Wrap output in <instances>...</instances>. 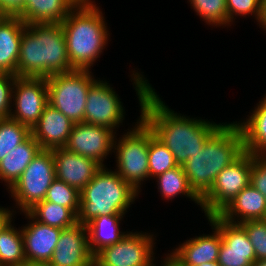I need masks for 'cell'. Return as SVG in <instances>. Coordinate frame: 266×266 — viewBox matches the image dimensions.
<instances>
[{
  "mask_svg": "<svg viewBox=\"0 0 266 266\" xmlns=\"http://www.w3.org/2000/svg\"><path fill=\"white\" fill-rule=\"evenodd\" d=\"M250 185L266 198V155H253Z\"/></svg>",
  "mask_w": 266,
  "mask_h": 266,
  "instance_id": "cell-36",
  "label": "cell"
},
{
  "mask_svg": "<svg viewBox=\"0 0 266 266\" xmlns=\"http://www.w3.org/2000/svg\"><path fill=\"white\" fill-rule=\"evenodd\" d=\"M25 216L32 220L21 228L27 265L46 266L53 256L62 229L38 222L29 212H25Z\"/></svg>",
  "mask_w": 266,
  "mask_h": 266,
  "instance_id": "cell-16",
  "label": "cell"
},
{
  "mask_svg": "<svg viewBox=\"0 0 266 266\" xmlns=\"http://www.w3.org/2000/svg\"><path fill=\"white\" fill-rule=\"evenodd\" d=\"M0 266H28L22 231L12 224L0 234Z\"/></svg>",
  "mask_w": 266,
  "mask_h": 266,
  "instance_id": "cell-27",
  "label": "cell"
},
{
  "mask_svg": "<svg viewBox=\"0 0 266 266\" xmlns=\"http://www.w3.org/2000/svg\"><path fill=\"white\" fill-rule=\"evenodd\" d=\"M31 135V129L11 118L0 119V162Z\"/></svg>",
  "mask_w": 266,
  "mask_h": 266,
  "instance_id": "cell-30",
  "label": "cell"
},
{
  "mask_svg": "<svg viewBox=\"0 0 266 266\" xmlns=\"http://www.w3.org/2000/svg\"><path fill=\"white\" fill-rule=\"evenodd\" d=\"M56 178L79 192L90 183L103 167L95 159L81 156L63 148L52 149Z\"/></svg>",
  "mask_w": 266,
  "mask_h": 266,
  "instance_id": "cell-17",
  "label": "cell"
},
{
  "mask_svg": "<svg viewBox=\"0 0 266 266\" xmlns=\"http://www.w3.org/2000/svg\"><path fill=\"white\" fill-rule=\"evenodd\" d=\"M40 150L39 143L30 135L2 159L0 162V179L7 183L8 189L22 175Z\"/></svg>",
  "mask_w": 266,
  "mask_h": 266,
  "instance_id": "cell-23",
  "label": "cell"
},
{
  "mask_svg": "<svg viewBox=\"0 0 266 266\" xmlns=\"http://www.w3.org/2000/svg\"><path fill=\"white\" fill-rule=\"evenodd\" d=\"M218 216L227 222L236 224L247 220L266 219V198L249 184Z\"/></svg>",
  "mask_w": 266,
  "mask_h": 266,
  "instance_id": "cell-20",
  "label": "cell"
},
{
  "mask_svg": "<svg viewBox=\"0 0 266 266\" xmlns=\"http://www.w3.org/2000/svg\"><path fill=\"white\" fill-rule=\"evenodd\" d=\"M114 130L106 126L75 123L64 148L81 156L95 159L102 166L104 159L113 152Z\"/></svg>",
  "mask_w": 266,
  "mask_h": 266,
  "instance_id": "cell-14",
  "label": "cell"
},
{
  "mask_svg": "<svg viewBox=\"0 0 266 266\" xmlns=\"http://www.w3.org/2000/svg\"><path fill=\"white\" fill-rule=\"evenodd\" d=\"M82 0L61 23L71 66L90 70L108 43L107 24L95 2Z\"/></svg>",
  "mask_w": 266,
  "mask_h": 266,
  "instance_id": "cell-4",
  "label": "cell"
},
{
  "mask_svg": "<svg viewBox=\"0 0 266 266\" xmlns=\"http://www.w3.org/2000/svg\"><path fill=\"white\" fill-rule=\"evenodd\" d=\"M12 213L7 208L0 207V234L11 224Z\"/></svg>",
  "mask_w": 266,
  "mask_h": 266,
  "instance_id": "cell-38",
  "label": "cell"
},
{
  "mask_svg": "<svg viewBox=\"0 0 266 266\" xmlns=\"http://www.w3.org/2000/svg\"><path fill=\"white\" fill-rule=\"evenodd\" d=\"M12 98L16 108L10 118L32 129L48 104L46 77H16Z\"/></svg>",
  "mask_w": 266,
  "mask_h": 266,
  "instance_id": "cell-11",
  "label": "cell"
},
{
  "mask_svg": "<svg viewBox=\"0 0 266 266\" xmlns=\"http://www.w3.org/2000/svg\"><path fill=\"white\" fill-rule=\"evenodd\" d=\"M124 215H109L95 217L86 224L89 248L93 255L106 246L120 241L126 232H121L119 224Z\"/></svg>",
  "mask_w": 266,
  "mask_h": 266,
  "instance_id": "cell-25",
  "label": "cell"
},
{
  "mask_svg": "<svg viewBox=\"0 0 266 266\" xmlns=\"http://www.w3.org/2000/svg\"><path fill=\"white\" fill-rule=\"evenodd\" d=\"M244 152L243 135L237 122L223 124L188 158L183 169L194 193L202 199L212 188L217 175Z\"/></svg>",
  "mask_w": 266,
  "mask_h": 266,
  "instance_id": "cell-3",
  "label": "cell"
},
{
  "mask_svg": "<svg viewBox=\"0 0 266 266\" xmlns=\"http://www.w3.org/2000/svg\"><path fill=\"white\" fill-rule=\"evenodd\" d=\"M155 178H157L159 192L165 199L172 200L182 194L191 198L192 201H195L201 207V199L191 189L183 166L167 170Z\"/></svg>",
  "mask_w": 266,
  "mask_h": 266,
  "instance_id": "cell-26",
  "label": "cell"
},
{
  "mask_svg": "<svg viewBox=\"0 0 266 266\" xmlns=\"http://www.w3.org/2000/svg\"><path fill=\"white\" fill-rule=\"evenodd\" d=\"M75 70L61 23H32L21 36L17 77H48Z\"/></svg>",
  "mask_w": 266,
  "mask_h": 266,
  "instance_id": "cell-2",
  "label": "cell"
},
{
  "mask_svg": "<svg viewBox=\"0 0 266 266\" xmlns=\"http://www.w3.org/2000/svg\"><path fill=\"white\" fill-rule=\"evenodd\" d=\"M260 24H261L260 27H262V28H264V30H266V0H263L261 17L259 20V25Z\"/></svg>",
  "mask_w": 266,
  "mask_h": 266,
  "instance_id": "cell-39",
  "label": "cell"
},
{
  "mask_svg": "<svg viewBox=\"0 0 266 266\" xmlns=\"http://www.w3.org/2000/svg\"><path fill=\"white\" fill-rule=\"evenodd\" d=\"M74 124L68 117L48 103L38 122L31 129V135L39 143L41 149L63 148Z\"/></svg>",
  "mask_w": 266,
  "mask_h": 266,
  "instance_id": "cell-18",
  "label": "cell"
},
{
  "mask_svg": "<svg viewBox=\"0 0 266 266\" xmlns=\"http://www.w3.org/2000/svg\"><path fill=\"white\" fill-rule=\"evenodd\" d=\"M106 81L96 80L89 88L84 112L86 124L119 127L124 119V108L118 94Z\"/></svg>",
  "mask_w": 266,
  "mask_h": 266,
  "instance_id": "cell-12",
  "label": "cell"
},
{
  "mask_svg": "<svg viewBox=\"0 0 266 266\" xmlns=\"http://www.w3.org/2000/svg\"><path fill=\"white\" fill-rule=\"evenodd\" d=\"M253 266H266V259L256 261Z\"/></svg>",
  "mask_w": 266,
  "mask_h": 266,
  "instance_id": "cell-41",
  "label": "cell"
},
{
  "mask_svg": "<svg viewBox=\"0 0 266 266\" xmlns=\"http://www.w3.org/2000/svg\"><path fill=\"white\" fill-rule=\"evenodd\" d=\"M56 178L52 150L41 149L22 175L9 188L16 206L25 213L45 199L52 181Z\"/></svg>",
  "mask_w": 266,
  "mask_h": 266,
  "instance_id": "cell-8",
  "label": "cell"
},
{
  "mask_svg": "<svg viewBox=\"0 0 266 266\" xmlns=\"http://www.w3.org/2000/svg\"><path fill=\"white\" fill-rule=\"evenodd\" d=\"M25 7V0H0V16H18Z\"/></svg>",
  "mask_w": 266,
  "mask_h": 266,
  "instance_id": "cell-37",
  "label": "cell"
},
{
  "mask_svg": "<svg viewBox=\"0 0 266 266\" xmlns=\"http://www.w3.org/2000/svg\"><path fill=\"white\" fill-rule=\"evenodd\" d=\"M138 72L132 74L141 106L140 118L154 136L173 154L178 166L201 151L205 142L223 125L185 117L168 108L149 82Z\"/></svg>",
  "mask_w": 266,
  "mask_h": 266,
  "instance_id": "cell-1",
  "label": "cell"
},
{
  "mask_svg": "<svg viewBox=\"0 0 266 266\" xmlns=\"http://www.w3.org/2000/svg\"><path fill=\"white\" fill-rule=\"evenodd\" d=\"M16 75L0 73V119L10 118L13 87Z\"/></svg>",
  "mask_w": 266,
  "mask_h": 266,
  "instance_id": "cell-35",
  "label": "cell"
},
{
  "mask_svg": "<svg viewBox=\"0 0 266 266\" xmlns=\"http://www.w3.org/2000/svg\"><path fill=\"white\" fill-rule=\"evenodd\" d=\"M152 266H156V265H155V264H153ZM161 266H165V265H164V262L161 264Z\"/></svg>",
  "mask_w": 266,
  "mask_h": 266,
  "instance_id": "cell-43",
  "label": "cell"
},
{
  "mask_svg": "<svg viewBox=\"0 0 266 266\" xmlns=\"http://www.w3.org/2000/svg\"><path fill=\"white\" fill-rule=\"evenodd\" d=\"M82 0H25L18 17L26 24L62 23Z\"/></svg>",
  "mask_w": 266,
  "mask_h": 266,
  "instance_id": "cell-22",
  "label": "cell"
},
{
  "mask_svg": "<svg viewBox=\"0 0 266 266\" xmlns=\"http://www.w3.org/2000/svg\"><path fill=\"white\" fill-rule=\"evenodd\" d=\"M149 178L157 177L167 170L177 167V163L171 151L159 141L149 128L148 147Z\"/></svg>",
  "mask_w": 266,
  "mask_h": 266,
  "instance_id": "cell-29",
  "label": "cell"
},
{
  "mask_svg": "<svg viewBox=\"0 0 266 266\" xmlns=\"http://www.w3.org/2000/svg\"><path fill=\"white\" fill-rule=\"evenodd\" d=\"M253 154L244 151L218 175L210 191L201 199L206 217L218 215L245 187L250 184Z\"/></svg>",
  "mask_w": 266,
  "mask_h": 266,
  "instance_id": "cell-9",
  "label": "cell"
},
{
  "mask_svg": "<svg viewBox=\"0 0 266 266\" xmlns=\"http://www.w3.org/2000/svg\"><path fill=\"white\" fill-rule=\"evenodd\" d=\"M138 194L116 171L103 166L80 191L77 223L86 225L95 217L125 215Z\"/></svg>",
  "mask_w": 266,
  "mask_h": 266,
  "instance_id": "cell-5",
  "label": "cell"
},
{
  "mask_svg": "<svg viewBox=\"0 0 266 266\" xmlns=\"http://www.w3.org/2000/svg\"><path fill=\"white\" fill-rule=\"evenodd\" d=\"M198 266H221L217 261L215 262H207V263H203L201 265Z\"/></svg>",
  "mask_w": 266,
  "mask_h": 266,
  "instance_id": "cell-42",
  "label": "cell"
},
{
  "mask_svg": "<svg viewBox=\"0 0 266 266\" xmlns=\"http://www.w3.org/2000/svg\"><path fill=\"white\" fill-rule=\"evenodd\" d=\"M239 224L254 248L256 261L266 259V219L247 220Z\"/></svg>",
  "mask_w": 266,
  "mask_h": 266,
  "instance_id": "cell-33",
  "label": "cell"
},
{
  "mask_svg": "<svg viewBox=\"0 0 266 266\" xmlns=\"http://www.w3.org/2000/svg\"><path fill=\"white\" fill-rule=\"evenodd\" d=\"M137 121L118 142L114 139L113 149L117 156L116 172L139 192L141 182L149 178V127L141 118Z\"/></svg>",
  "mask_w": 266,
  "mask_h": 266,
  "instance_id": "cell-7",
  "label": "cell"
},
{
  "mask_svg": "<svg viewBox=\"0 0 266 266\" xmlns=\"http://www.w3.org/2000/svg\"><path fill=\"white\" fill-rule=\"evenodd\" d=\"M153 235L128 232L117 243L94 255V266H152L154 263Z\"/></svg>",
  "mask_w": 266,
  "mask_h": 266,
  "instance_id": "cell-10",
  "label": "cell"
},
{
  "mask_svg": "<svg viewBox=\"0 0 266 266\" xmlns=\"http://www.w3.org/2000/svg\"><path fill=\"white\" fill-rule=\"evenodd\" d=\"M44 200L69 208L76 216L79 213L80 192L57 178L52 181Z\"/></svg>",
  "mask_w": 266,
  "mask_h": 266,
  "instance_id": "cell-32",
  "label": "cell"
},
{
  "mask_svg": "<svg viewBox=\"0 0 266 266\" xmlns=\"http://www.w3.org/2000/svg\"><path fill=\"white\" fill-rule=\"evenodd\" d=\"M207 218L220 230L222 236L217 262L221 266H253L256 255L245 229L240 224L227 222L218 215Z\"/></svg>",
  "mask_w": 266,
  "mask_h": 266,
  "instance_id": "cell-13",
  "label": "cell"
},
{
  "mask_svg": "<svg viewBox=\"0 0 266 266\" xmlns=\"http://www.w3.org/2000/svg\"><path fill=\"white\" fill-rule=\"evenodd\" d=\"M38 222L66 229L77 223V216L64 206L43 200L28 211Z\"/></svg>",
  "mask_w": 266,
  "mask_h": 266,
  "instance_id": "cell-28",
  "label": "cell"
},
{
  "mask_svg": "<svg viewBox=\"0 0 266 266\" xmlns=\"http://www.w3.org/2000/svg\"><path fill=\"white\" fill-rule=\"evenodd\" d=\"M214 230L212 235L190 238L169 254L181 266H198L218 260L222 243L220 230L210 222Z\"/></svg>",
  "mask_w": 266,
  "mask_h": 266,
  "instance_id": "cell-19",
  "label": "cell"
},
{
  "mask_svg": "<svg viewBox=\"0 0 266 266\" xmlns=\"http://www.w3.org/2000/svg\"><path fill=\"white\" fill-rule=\"evenodd\" d=\"M25 27L18 16H0V73L17 76L21 36Z\"/></svg>",
  "mask_w": 266,
  "mask_h": 266,
  "instance_id": "cell-21",
  "label": "cell"
},
{
  "mask_svg": "<svg viewBox=\"0 0 266 266\" xmlns=\"http://www.w3.org/2000/svg\"><path fill=\"white\" fill-rule=\"evenodd\" d=\"M46 266H94L86 225L62 229L53 256Z\"/></svg>",
  "mask_w": 266,
  "mask_h": 266,
  "instance_id": "cell-15",
  "label": "cell"
},
{
  "mask_svg": "<svg viewBox=\"0 0 266 266\" xmlns=\"http://www.w3.org/2000/svg\"><path fill=\"white\" fill-rule=\"evenodd\" d=\"M263 0H226L228 21L233 22L234 16L254 15L257 22L261 17Z\"/></svg>",
  "mask_w": 266,
  "mask_h": 266,
  "instance_id": "cell-34",
  "label": "cell"
},
{
  "mask_svg": "<svg viewBox=\"0 0 266 266\" xmlns=\"http://www.w3.org/2000/svg\"><path fill=\"white\" fill-rule=\"evenodd\" d=\"M237 124L243 135L244 151L266 155V94L246 122Z\"/></svg>",
  "mask_w": 266,
  "mask_h": 266,
  "instance_id": "cell-24",
  "label": "cell"
},
{
  "mask_svg": "<svg viewBox=\"0 0 266 266\" xmlns=\"http://www.w3.org/2000/svg\"><path fill=\"white\" fill-rule=\"evenodd\" d=\"M196 14L212 26L230 25L226 0H189Z\"/></svg>",
  "mask_w": 266,
  "mask_h": 266,
  "instance_id": "cell-31",
  "label": "cell"
},
{
  "mask_svg": "<svg viewBox=\"0 0 266 266\" xmlns=\"http://www.w3.org/2000/svg\"><path fill=\"white\" fill-rule=\"evenodd\" d=\"M90 70H73L46 77L48 103L73 123L84 122L87 94L96 81Z\"/></svg>",
  "mask_w": 266,
  "mask_h": 266,
  "instance_id": "cell-6",
  "label": "cell"
},
{
  "mask_svg": "<svg viewBox=\"0 0 266 266\" xmlns=\"http://www.w3.org/2000/svg\"><path fill=\"white\" fill-rule=\"evenodd\" d=\"M163 260L165 266H181L169 254Z\"/></svg>",
  "mask_w": 266,
  "mask_h": 266,
  "instance_id": "cell-40",
  "label": "cell"
}]
</instances>
